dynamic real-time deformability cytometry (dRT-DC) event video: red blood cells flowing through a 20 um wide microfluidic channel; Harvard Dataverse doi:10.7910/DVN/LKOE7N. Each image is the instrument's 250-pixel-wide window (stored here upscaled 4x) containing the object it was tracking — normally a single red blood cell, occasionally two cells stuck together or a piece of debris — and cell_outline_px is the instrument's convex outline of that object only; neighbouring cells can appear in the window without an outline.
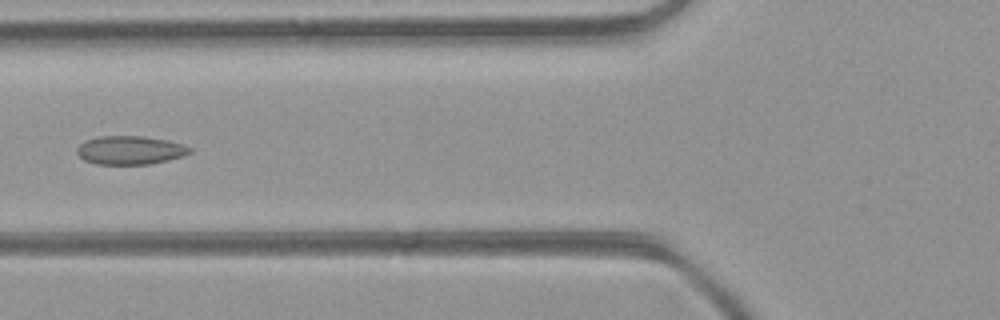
{"species": "common noctule bat (a hibernating species)", "species_latin": "Nyctalus noctula", "temperature_condition": "room temperature", "stored_images_in_passage": 45, "camera_frame_rate_fps": 3000, "um_per_image_px": 0.085, "animal": {"sex": "female", "body_mass_g": 21.9}, "frame": {"image": 1, "passage_image": 15, "time_ms": 4.667, "image_size_px": [1000, 320], "cell_outline_px": [[192, 152], [184, 156], [152, 164], [96, 164], [84, 160], [76, 152], [76, 148], [84, 140], [100, 136], [144, 136], [168, 140], [184, 144], [192, 148]], "centroid_in_image_um": [11.08, 12.76], "position_along_channel_um": 114.7, "area_um2": 19.02}}
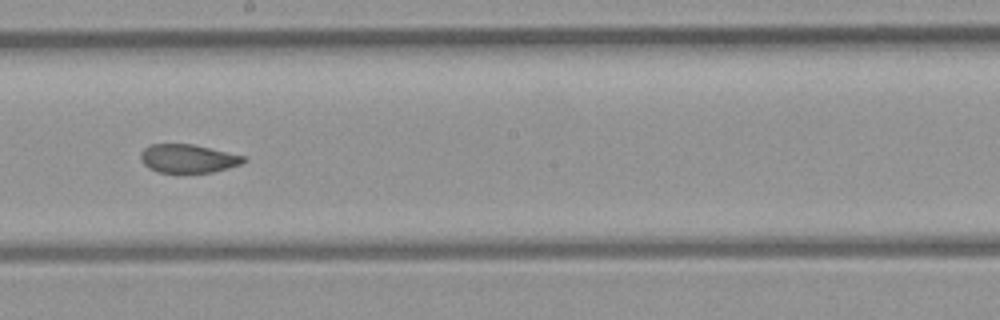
{"frame": {"image": 2, "passage_image": 23, "time_ms": 7.333, "image_size_px": [1000, 320], "cell_outline_px": [[248, 160], [240, 164], [228, 168], [212, 172], [160, 172], [148, 168], [144, 164], [140, 156], [140, 152], [144, 148], [152, 144], [192, 144], [248, 156]], "centroid_in_image_um": [16.02, 13.47], "position_along_channel_um": 232.2, "area_um2": 17.11}}
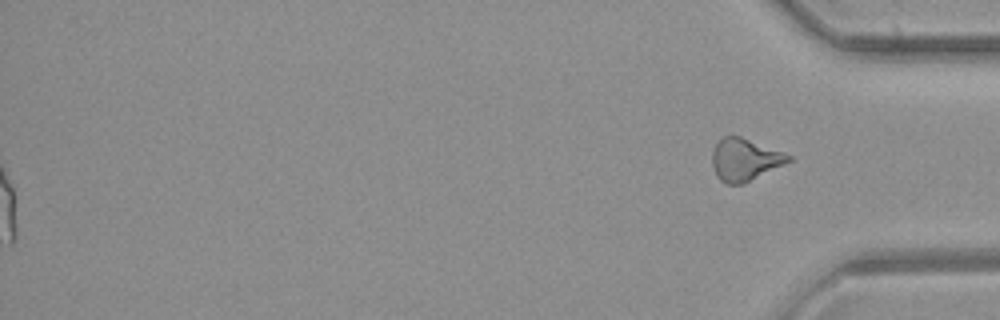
{"frame": {"image": 3, "passage_image": 45, "time_ms": 14.667, "image_size_px": [1000, 320], "cell_outline_px": [[792, 160], [744, 184], [728, 184], [720, 180], [716, 176], [712, 164], [712, 152], [716, 144], [724, 136], [740, 136], [792, 156]], "centroid_in_image_um": [63.28, 13.58], "position_along_channel_um": 371.9, "area_um2": 18.55}, "authors_computed_cell_mechanics": {"area_um2": 18.8428, "velocity_mm_per_s": 4.3902, "shape_relaxation_time_tau1_ms": null, "shape_relaxation_time_tau2_ms": 1.4457, "deformation_change_tau1": null, "deformation_change_tau2": 0.0557}}